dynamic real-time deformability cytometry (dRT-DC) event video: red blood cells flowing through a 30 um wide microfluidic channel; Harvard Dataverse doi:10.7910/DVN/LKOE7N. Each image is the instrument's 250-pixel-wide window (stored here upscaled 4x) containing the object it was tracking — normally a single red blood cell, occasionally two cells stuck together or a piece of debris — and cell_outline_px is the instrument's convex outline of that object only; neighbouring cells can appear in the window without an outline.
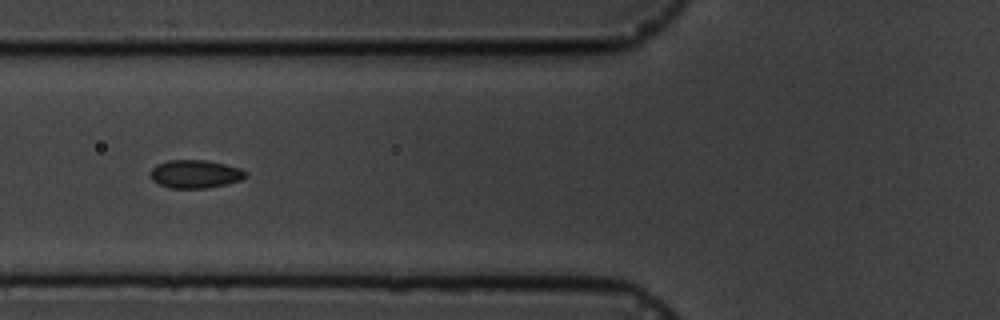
{"species": "common noctule bat (a hibernating species)", "species_latin": "Nyctalus noctula", "temperature_condition": "cold", "stored_images_in_passage": 8, "camera_frame_rate_fps": 3000, "um_per_image_px": 0.085, "animal": {"sex": "male", "body_mass_g": 19.5, "forearm_length_mm": 54.6}, "frame": {"image": 1, "passage_image": 6, "time_ms": 5.667, "image_size_px": [1000, 320], "cell_outline_px": [[248, 176], [240, 180], [224, 184], [204, 188], [168, 188], [152, 180], [148, 176], [152, 168], [156, 164], [168, 160], [208, 160], [240, 168], [248, 172]], "centroid_in_image_um": [16.57, 14.78], "position_along_channel_um": 109.2, "area_um2": 15.72}}
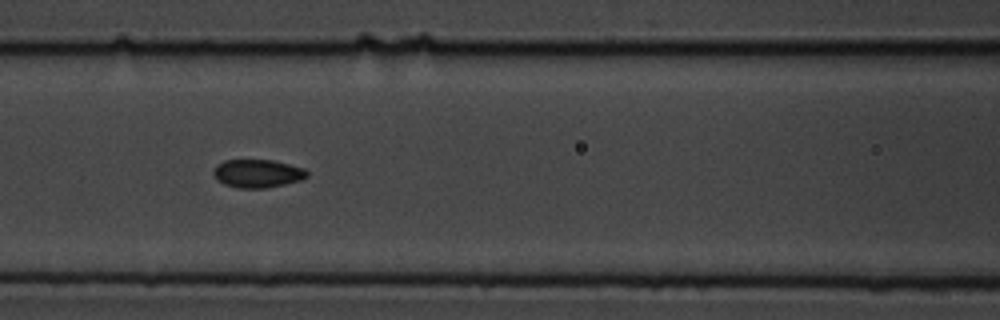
{"frame": {"image": 2, "passage_image": 7, "time_ms": 6.667, "image_size_px": [1000, 320], "cell_outline_px": [[308, 176], [300, 180], [284, 184], [264, 188], [240, 188], [224, 184], [216, 180], [212, 172], [216, 164], [224, 160], [272, 160], [304, 168], [308, 172]], "centroid_in_image_um": [21.85, 14.74], "position_along_channel_um": 144.7, "area_um2": 15.37}}
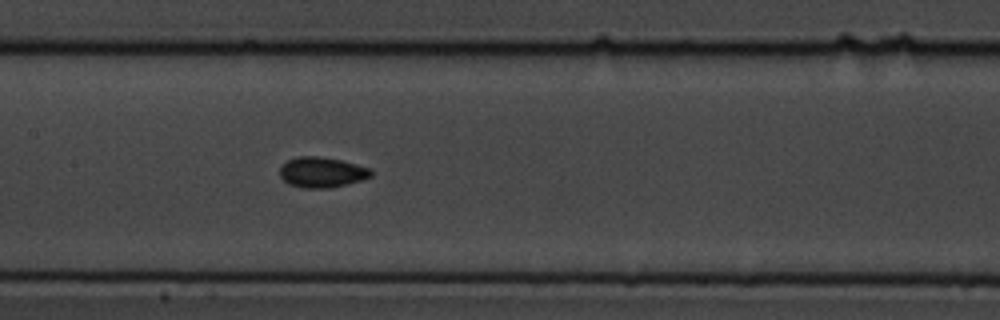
{"frame": {"image": 3, "passage_image": 8, "time_ms": 7.667, "image_size_px": [1000, 320], "cell_outline_px": [[372, 176], [360, 180], [328, 188], [300, 188], [288, 184], [280, 176], [280, 164], [296, 156], [316, 156], [340, 160], [368, 168], [372, 172]], "centroid_in_image_um": [27.28, 14.64], "position_along_channel_um": 180.1, "area_um2": 16.01}}